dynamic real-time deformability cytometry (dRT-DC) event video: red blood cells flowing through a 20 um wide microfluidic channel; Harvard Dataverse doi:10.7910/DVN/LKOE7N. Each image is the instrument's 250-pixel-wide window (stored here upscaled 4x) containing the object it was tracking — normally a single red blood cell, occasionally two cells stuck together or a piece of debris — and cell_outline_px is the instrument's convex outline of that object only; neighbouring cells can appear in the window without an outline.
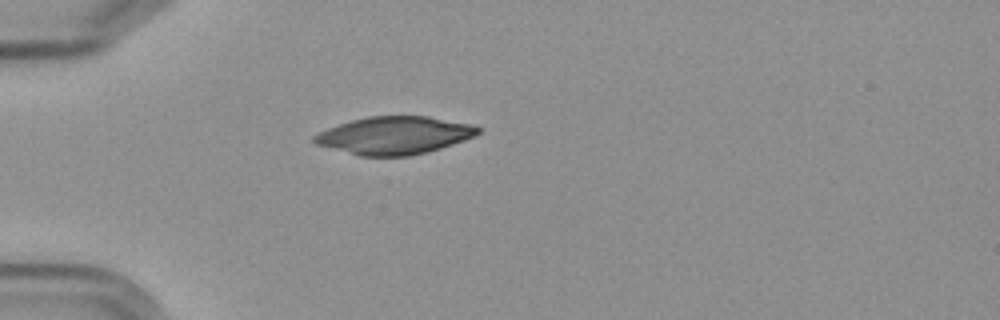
{"species": "Egyptian fruit bat (a non-hibernating species)", "species_latin": "Rousettus aegyptiacus", "temperature_condition": "cold", "stored_images_in_passage": 1, "camera_frame_rate_fps": 3000, "um_per_image_px": 0.085, "frame": {"image": 1, "passage_image": 1, "time_ms": 0.0, "image_size_px": [1000, 320], "cell_outline_px": [[480, 132], [464, 140], [428, 152], [408, 156], [360, 156], [316, 144], [312, 140], [312, 136], [328, 128], [352, 120], [368, 116], [428, 116], [468, 124], [480, 128]], "centroid_in_image_um": [33.49, 11.51], "position_along_channel_um": 51.5, "area_um2": 35.55}}